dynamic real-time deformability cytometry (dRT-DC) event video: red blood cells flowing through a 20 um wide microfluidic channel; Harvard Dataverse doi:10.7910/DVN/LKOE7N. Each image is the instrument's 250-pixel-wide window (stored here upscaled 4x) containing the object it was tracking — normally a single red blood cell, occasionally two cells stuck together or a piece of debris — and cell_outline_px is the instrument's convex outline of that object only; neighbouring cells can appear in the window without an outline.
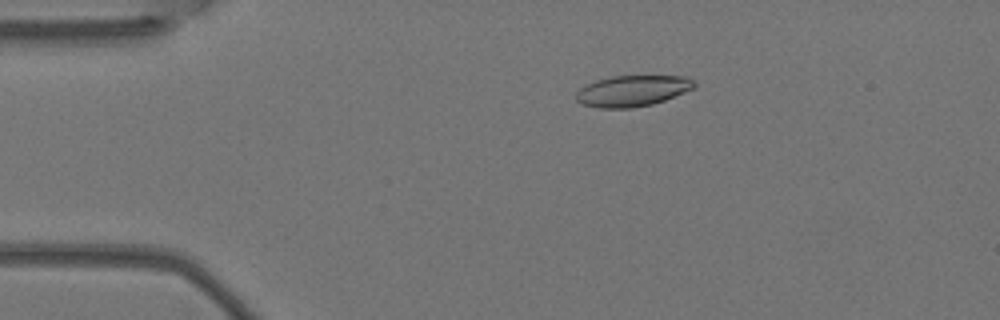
{"species": "Egyptian fruit bat (a non-hibernating species)", "species_latin": "Rousettus aegyptiacus", "temperature_condition": "warm", "stored_images_in_passage": 6, "camera_frame_rate_fps": 3000, "um_per_image_px": 0.085, "animal": {"sex": "female"}, "frame": {"image": 1, "passage_image": 4, "time_ms": 1.0, "image_size_px": [1000, 320], "cell_outline_px": [[696, 88], [664, 100], [652, 104], [632, 108], [596, 108], [580, 104], [576, 100], [576, 92], [580, 88], [596, 80], [612, 76], [688, 76], [696, 84]], "centroid_in_image_um": [53.75, 7.73], "position_along_channel_um": 31.3, "area_um2": 21.5}}
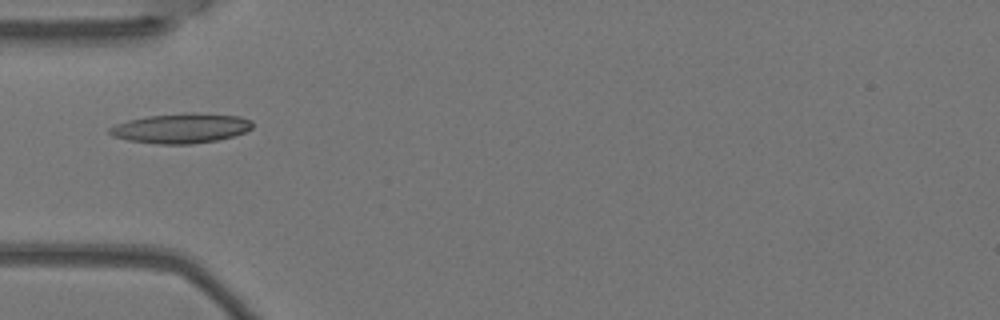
{"frame": {"image": 2, "passage_image": 6, "time_ms": 1.667, "image_size_px": [1000, 320], "cell_outline_px": [[252, 128], [244, 132], [232, 136], [216, 140], [192, 144], [156, 144], [128, 140], [112, 136], [108, 132], [108, 128], [116, 124], [128, 120], [148, 116], [184, 112], [196, 112], [240, 116], [252, 120]], "centroid_in_image_um": [15.38, 10.89], "position_along_channel_um": 69.6, "area_um2": 24.97}}